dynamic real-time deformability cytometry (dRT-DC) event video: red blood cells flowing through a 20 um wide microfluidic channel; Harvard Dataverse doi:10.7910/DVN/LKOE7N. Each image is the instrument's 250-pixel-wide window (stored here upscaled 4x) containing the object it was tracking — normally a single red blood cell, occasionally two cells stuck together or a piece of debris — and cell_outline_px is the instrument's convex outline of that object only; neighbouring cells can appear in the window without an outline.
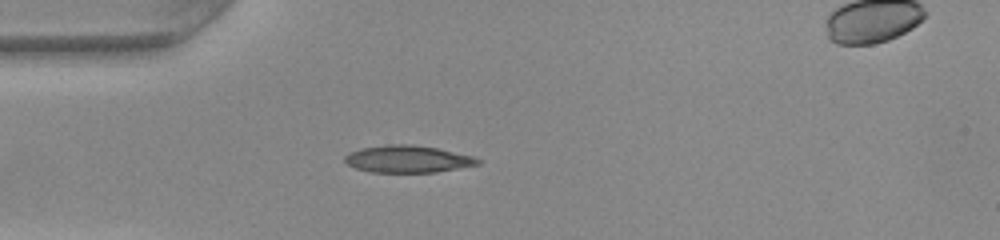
{"species": "common noctule bat (a hibernating species)", "species_latin": "Nyctalus noctula", "temperature_condition": "warm", "stored_images_in_passage": 38, "segment_of_instrument_passage": [1, 2], "camera_frame_rate_fps": 3000, "um_per_image_px": 0.085, "animal": {"sex": "female", "body_mass_g": 22.0, "forearm_length_mm": 56.7}, "frame": {"image": 1, "passage_image": 1, "time_ms": 0.0, "image_size_px": [1000, 240], "cell_outline_px": [[480, 164], [436, 172], [368, 172], [356, 168], [348, 164], [344, 160], [344, 156], [360, 148], [384, 144], [408, 144], [436, 148], [476, 156], [480, 160]], "centroid_in_image_um": [34.66, 13.51], "position_along_channel_um": 50.3, "area_um2": 21.04}}
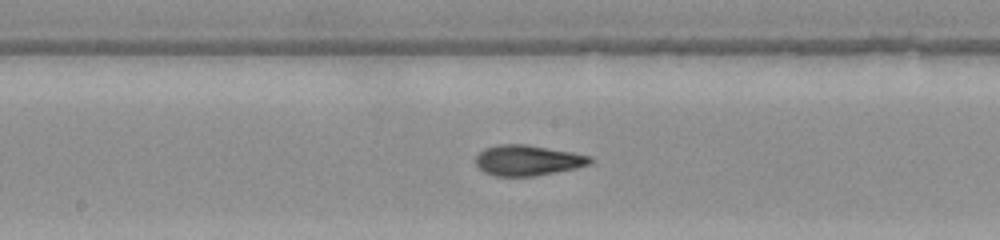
{"frame": {"image": 2, "passage_image": 13, "time_ms": 4.0, "image_size_px": [1000, 240], "cell_outline_px": [[592, 164], [576, 168], [556, 172], [532, 176], [496, 176], [484, 172], [476, 164], [476, 156], [484, 148], [496, 144], [524, 144], [572, 152], [592, 156]], "centroid_in_image_um": [44.86, 13.62], "position_along_channel_um": 203.3, "area_um2": 20.35}}
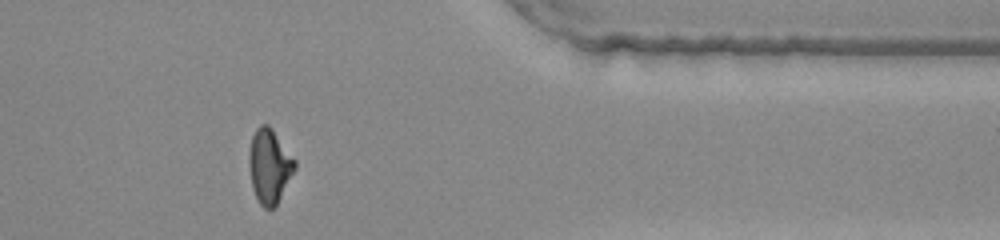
{"frame": {"image": 3, "passage_image": 28, "time_ms": 9.0, "image_size_px": [1000, 240], "cell_outline_px": [[296, 168], [276, 204], [272, 208], [264, 208], [260, 204], [252, 188], [248, 160], [248, 156], [252, 136], [256, 128], [260, 124], [268, 124], [272, 128], [296, 160]], "centroid_in_image_um": [22.89, 14.08], "position_along_channel_um": 388.5, "area_um2": 19.71}}